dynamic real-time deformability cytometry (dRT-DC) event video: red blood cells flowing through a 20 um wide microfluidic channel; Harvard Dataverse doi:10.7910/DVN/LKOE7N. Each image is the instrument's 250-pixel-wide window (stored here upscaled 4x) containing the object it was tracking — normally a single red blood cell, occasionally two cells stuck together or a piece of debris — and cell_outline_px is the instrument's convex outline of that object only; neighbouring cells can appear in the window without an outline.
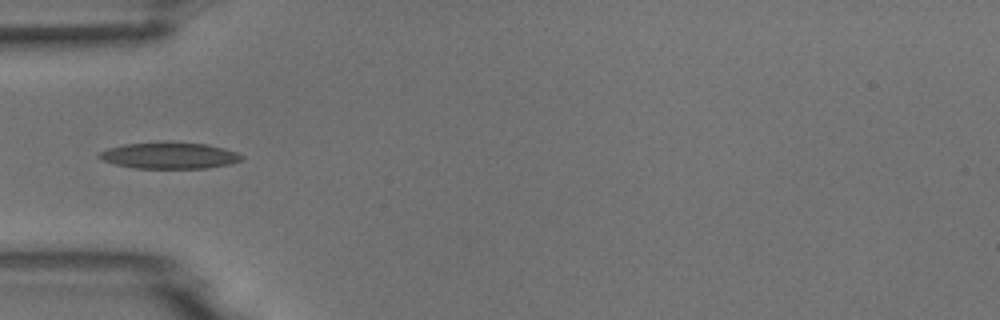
{"species": "common noctule bat (a hibernating species)", "species_latin": "Nyctalus noctula", "temperature_condition": "room temperature", "stored_images_in_passage": 37, "camera_frame_rate_fps": 3000, "um_per_image_px": 0.085, "animal": {"sex": "male", "body_mass_g": 18.8}, "frame": {"image": 1, "passage_image": 1, "time_ms": 0.0, "image_size_px": [1000, 320], "cell_outline_px": [[244, 160], [232, 164], [208, 168], [136, 168], [116, 164], [100, 160], [96, 156], [100, 152], [108, 148], [124, 144], [164, 140], [208, 144], [224, 148], [236, 152], [244, 156]], "centroid_in_image_um": [14.42, 13.2], "position_along_channel_um": 70.6, "area_um2": 22.54}}
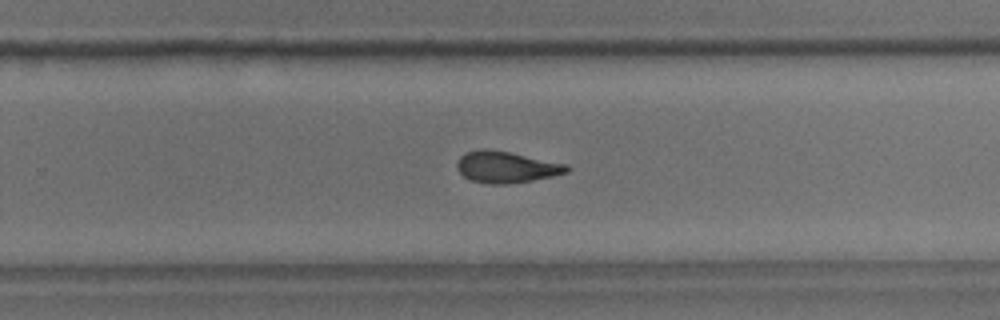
{"frame": {"image": 2, "passage_image": 18, "time_ms": 5.667, "image_size_px": [1000, 320], "cell_outline_px": [[572, 168], [568, 172], [552, 176], [532, 180], [508, 184], [488, 184], [468, 180], [456, 168], [456, 160], [464, 152], [480, 148], [488, 148], [568, 164]], "centroid_in_image_um": [42.99, 14.19], "position_along_channel_um": 286.8, "area_um2": 20.4}}
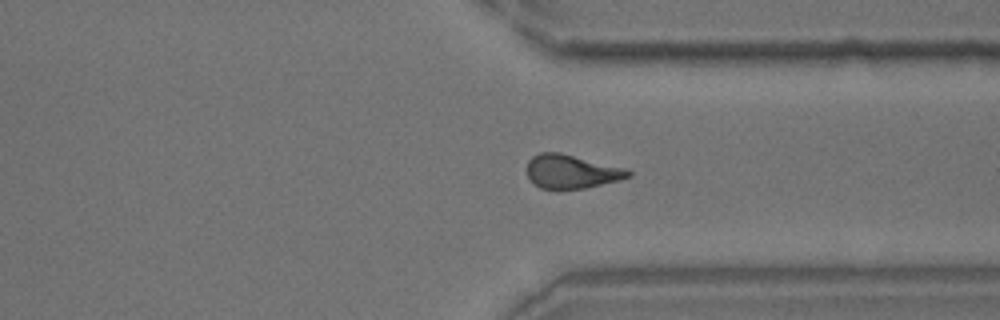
{"frame": {"image": 3, "passage_image": 24, "time_ms": 7.667, "image_size_px": [1000, 320], "cell_outline_px": [[632, 176], [620, 180], [584, 188], [540, 188], [532, 184], [528, 180], [528, 160], [532, 156], [540, 152], [560, 152], [628, 168], [632, 172]], "centroid_in_image_um": [48.59, 14.57], "position_along_channel_um": 362.8, "area_um2": 20.11}}